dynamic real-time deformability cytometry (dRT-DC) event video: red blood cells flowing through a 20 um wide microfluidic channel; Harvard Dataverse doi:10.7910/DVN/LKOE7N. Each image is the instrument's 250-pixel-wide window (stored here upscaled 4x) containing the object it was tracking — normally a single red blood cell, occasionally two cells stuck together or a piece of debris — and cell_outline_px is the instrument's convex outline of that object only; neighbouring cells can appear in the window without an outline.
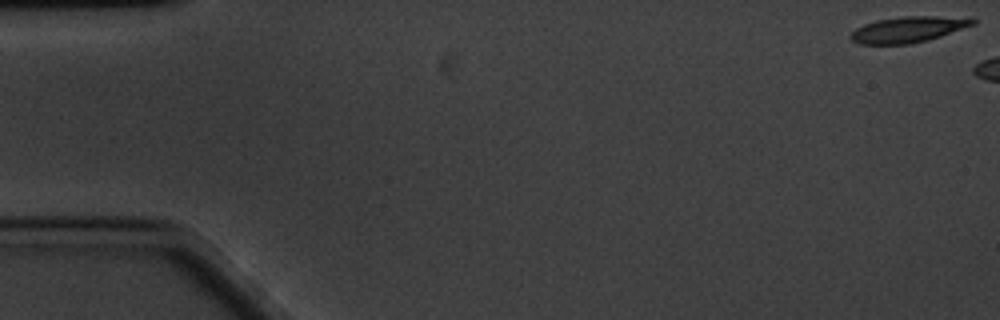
{"species": "common noctule bat (a hibernating species)", "species_latin": "Nyctalus noctula", "temperature_condition": "cold", "stored_images_in_passage": 18, "camera_frame_rate_fps": 3000, "um_per_image_px": 0.085, "animal": {"sex": "male", "body_mass_g": 20.1, "forearm_length_mm": 53.5}, "frame": {"image": 1, "passage_image": 1, "time_ms": 0.0, "image_size_px": [1000, 320], "cell_outline_px": [[976, 24], [928, 40], [908, 44], [860, 44], [852, 40], [848, 36], [856, 28], [864, 24], [876, 20], [904, 16], [972, 16], [976, 20]], "centroid_in_image_um": [77.25, 2.48], "position_along_channel_um": 7.7, "area_um2": 18.67}}
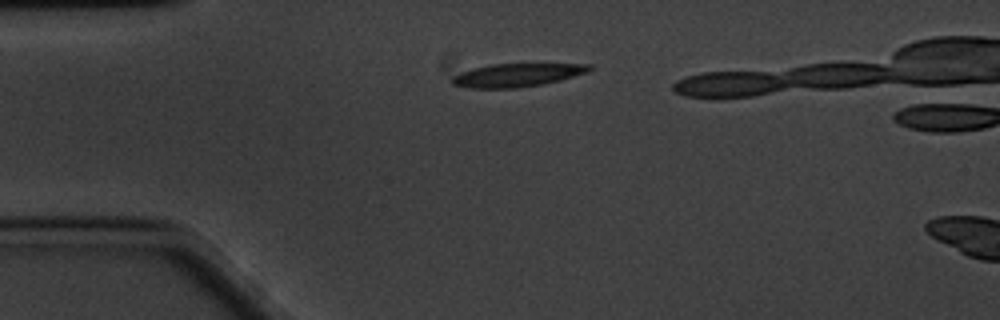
{"frame": {"image": 2, "passage_image": 14, "time_ms": 4.333, "image_size_px": [1000, 320], "cell_outline_px": [[592, 68], [588, 72], [560, 80], [544, 84], [516, 88], [468, 88], [452, 84], [452, 76], [460, 72], [472, 68], [492, 64], [592, 64]], "centroid_in_image_um": [43.93, 6.38], "position_along_channel_um": 41.1, "area_um2": 18.61}}